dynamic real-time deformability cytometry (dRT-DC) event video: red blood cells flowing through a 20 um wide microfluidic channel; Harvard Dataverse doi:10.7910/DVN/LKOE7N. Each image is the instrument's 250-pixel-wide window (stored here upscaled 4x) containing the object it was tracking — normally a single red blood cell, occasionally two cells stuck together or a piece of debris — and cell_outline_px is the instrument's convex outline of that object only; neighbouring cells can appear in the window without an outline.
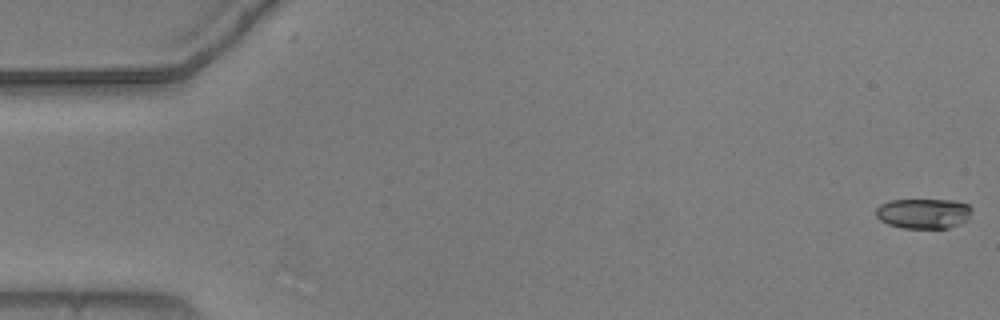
{"species": "common noctule bat (a hibernating species)", "species_latin": "Nyctalus noctula", "temperature_condition": "warm", "stored_images_in_passage": 55, "camera_frame_rate_fps": 3000, "um_per_image_px": 0.085, "animal": {"sex": "male", "body_mass_g": 20.5, "forearm_length_mm": 52.5}, "frame": {"image": 1, "passage_image": 1, "time_ms": 0.0, "image_size_px": [1000, 320], "cell_outline_px": [[972, 212], [968, 220], [960, 224], [948, 228], [904, 228], [888, 224], [880, 220], [876, 216], [876, 208], [880, 204], [888, 200], [952, 200], [968, 204], [972, 208]], "centroid_in_image_um": [78.51, 18.14], "position_along_channel_um": 6.5, "area_um2": 16.99}}
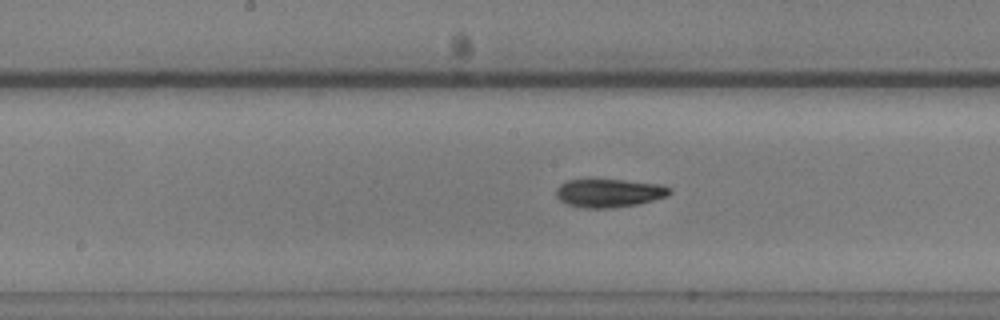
{"frame": {"image": 2, "passage_image": 28, "time_ms": 9.0, "image_size_px": [1000, 320], "cell_outline_px": [[672, 192], [668, 196], [636, 204], [612, 208], [584, 208], [568, 204], [560, 200], [556, 196], [556, 188], [560, 184], [568, 180], [624, 180], [664, 184], [672, 188]], "centroid_in_image_um": [51.81, 16.4], "position_along_channel_um": 196.4, "area_um2": 18.79}}
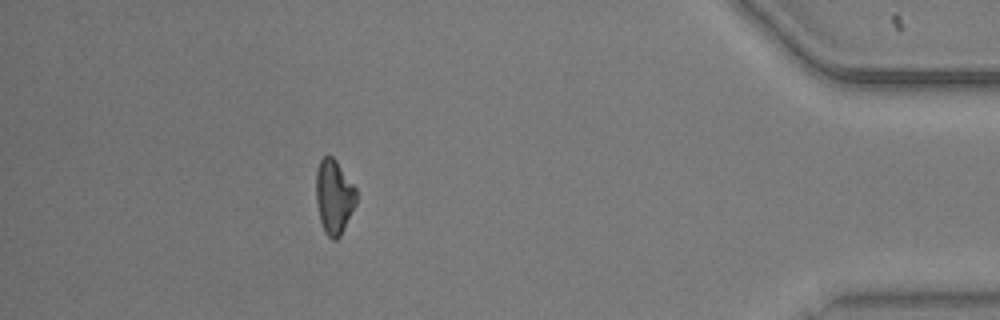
{"frame": {"image": 3, "passage_image": 49, "time_ms": 16.0, "image_size_px": [1000, 320], "cell_outline_px": [[356, 204], [340, 236], [336, 240], [332, 240], [324, 232], [320, 220], [316, 204], [316, 168], [320, 160], [324, 156], [332, 156], [336, 160], [356, 188]], "centroid_in_image_um": [28.38, 16.72], "position_along_channel_um": 406.8, "area_um2": 17.51}, "authors_computed_cell_mechanics": {"area_um2": 18.2648, "velocity_mm_per_s": 3.7365, "shape_relaxation_time_tau1_ms": 3.7563, "shape_relaxation_time_tau2_ms": 3.0732, "deformation_change_tau1": 0.1376, "deformation_change_tau2": 0.0937}}